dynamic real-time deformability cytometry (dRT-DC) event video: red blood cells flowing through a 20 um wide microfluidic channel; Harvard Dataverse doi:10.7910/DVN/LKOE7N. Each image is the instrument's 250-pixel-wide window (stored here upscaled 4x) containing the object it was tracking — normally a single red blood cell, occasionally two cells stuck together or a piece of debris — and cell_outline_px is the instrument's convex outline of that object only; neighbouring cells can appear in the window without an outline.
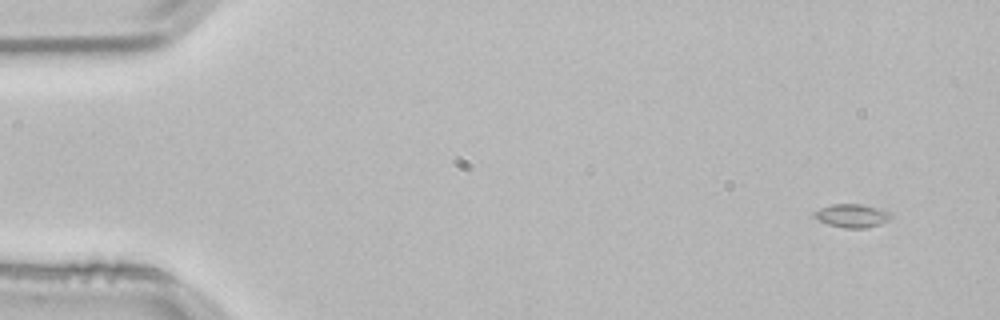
{"species": "common noctule bat (a hibernating species)", "species_latin": "Nyctalus noctula", "temperature_condition": "room temperature", "stored_images_in_passage": 53, "camera_frame_rate_fps": 3000, "um_per_image_px": 0.085, "animal": {"sex": "male", "body_mass_g": 21.5, "forearm_length_mm": 52.0}, "frame": {"image": 1, "passage_image": 3, "time_ms": 0.667, "image_size_px": [1000, 320], "cell_outline_px": [[892, 216], [888, 220], [880, 224], [864, 228], [844, 228], [828, 224], [808, 216], [812, 212], [820, 208], [832, 204], [860, 204], [876, 208], [888, 212]], "centroid_in_image_um": [72.32, 18.34], "position_along_channel_um": 12.7, "area_um2": 10.46}}
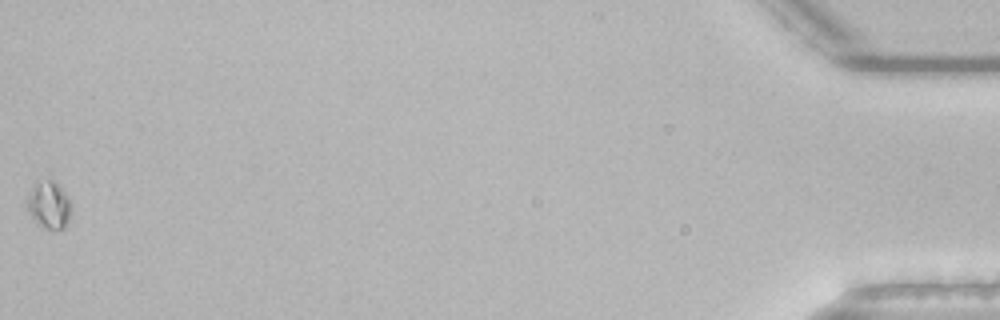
{"frame": {"image": 2, "passage_image": 53, "time_ms": 17.333, "image_size_px": [1000, 320], "cell_outline_px": [[72, 208], [68, 220], [64, 228], [44, 228], [28, 212], [28, 200], [32, 188], [36, 180], [48, 180], [56, 184], [64, 192], [72, 204]], "centroid_in_image_um": [4.18, 17.41], "position_along_channel_um": 431.0, "area_um2": 11.68}}